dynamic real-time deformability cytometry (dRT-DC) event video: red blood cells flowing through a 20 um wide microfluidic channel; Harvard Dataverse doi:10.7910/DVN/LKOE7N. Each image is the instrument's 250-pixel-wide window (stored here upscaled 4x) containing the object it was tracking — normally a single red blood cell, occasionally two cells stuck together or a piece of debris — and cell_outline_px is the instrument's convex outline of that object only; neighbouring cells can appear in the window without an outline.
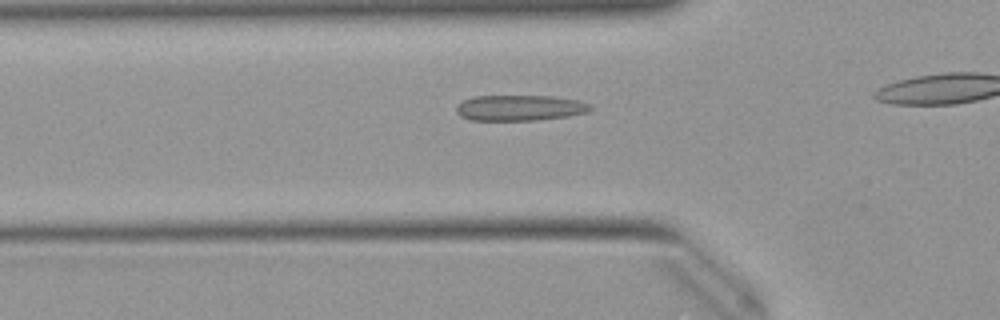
{"species": "Egyptian fruit bat (a non-hibernating species)", "species_latin": "Rousettus aegyptiacus", "temperature_condition": "warm", "stored_images_in_passage": 30, "camera_frame_rate_fps": 3000, "um_per_image_px": 0.085, "animal": {"sex": "female"}, "frame": {"image": 1, "passage_image": 7, "time_ms": 2.0, "image_size_px": [1000, 320], "cell_outline_px": [[592, 108], [588, 112], [568, 116], [536, 120], [472, 120], [460, 116], [456, 112], [456, 108], [464, 100], [472, 96], [552, 96], [576, 100], [592, 104]], "centroid_in_image_um": [44.19, 9.17], "position_along_channel_um": 81.6, "area_um2": 20.0}}
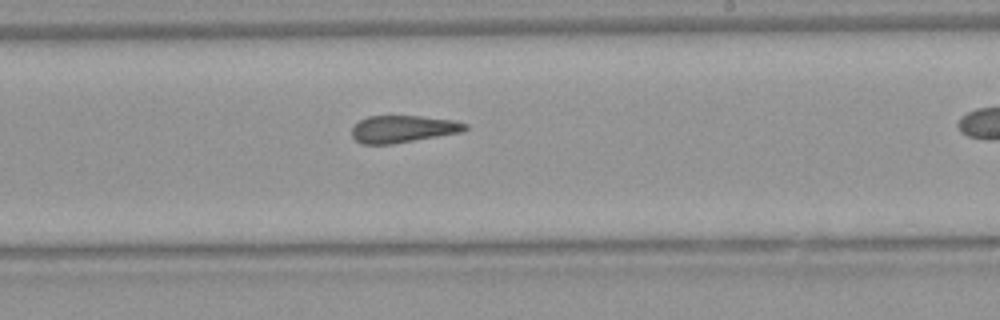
{"frame": {"image": 2, "passage_image": 20, "time_ms": 6.333, "image_size_px": [1000, 320], "cell_outline_px": [[468, 128], [460, 132], [392, 144], [360, 144], [352, 136], [352, 128], [360, 120], [368, 116], [420, 116], [452, 120], [468, 124]], "centroid_in_image_um": [34.22, 10.96], "position_along_channel_um": 254.8, "area_um2": 17.74}}
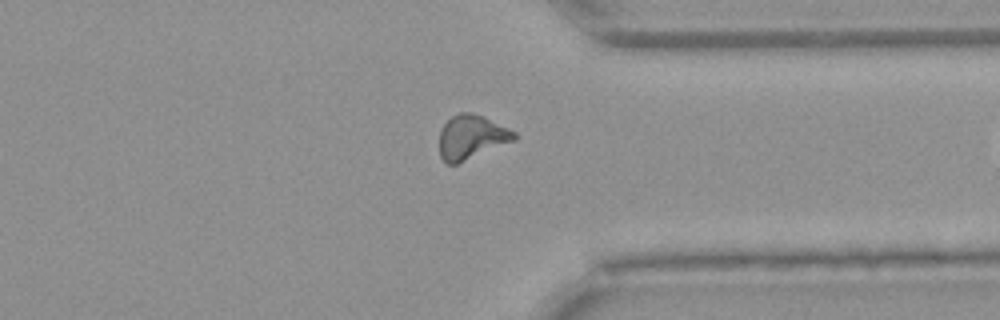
{"frame": {"image": 3, "passage_image": 29, "time_ms": 9.333, "image_size_px": [1000, 320], "cell_outline_px": [[516, 140], [456, 164], [448, 164], [440, 156], [440, 128], [452, 116], [460, 112], [472, 112], [484, 116], [516, 132]], "centroid_in_image_um": [40.08, 11.64], "position_along_channel_um": 371.3, "area_um2": 19.19}}